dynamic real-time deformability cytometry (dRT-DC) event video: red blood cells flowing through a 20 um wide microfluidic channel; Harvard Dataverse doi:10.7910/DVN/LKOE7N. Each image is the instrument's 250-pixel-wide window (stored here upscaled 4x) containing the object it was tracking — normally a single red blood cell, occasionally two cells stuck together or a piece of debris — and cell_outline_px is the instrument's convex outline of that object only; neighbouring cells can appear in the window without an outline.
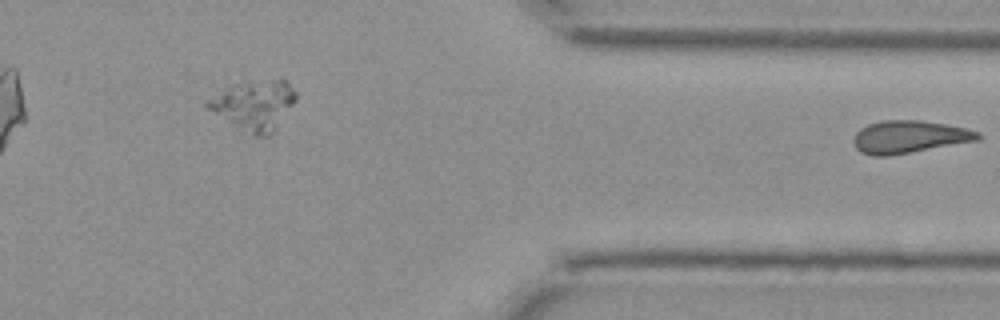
{"species": "Egyptian fruit bat (a non-hibernating species)", "species_latin": "Rousettus aegyptiacus", "temperature_condition": "cold", "stored_images_in_passage": 26, "segment_of_instrument_passage": [2, 2], "camera_frame_rate_fps": 3000, "um_per_image_px": 0.085, "animal": {"sex": "female"}, "frame": {"image": 1, "passage_image": 26, "time_ms": 8.333, "image_size_px": [1000, 320], "cell_outline_px": [[980, 140], [888, 156], [872, 156], [860, 152], [856, 148], [856, 132], [860, 128], [868, 124], [884, 120], [920, 120], [968, 128], [980, 132]], "centroid_in_image_um": [77.32, 11.63], "position_along_channel_um": 334.1, "area_um2": 23.47}}